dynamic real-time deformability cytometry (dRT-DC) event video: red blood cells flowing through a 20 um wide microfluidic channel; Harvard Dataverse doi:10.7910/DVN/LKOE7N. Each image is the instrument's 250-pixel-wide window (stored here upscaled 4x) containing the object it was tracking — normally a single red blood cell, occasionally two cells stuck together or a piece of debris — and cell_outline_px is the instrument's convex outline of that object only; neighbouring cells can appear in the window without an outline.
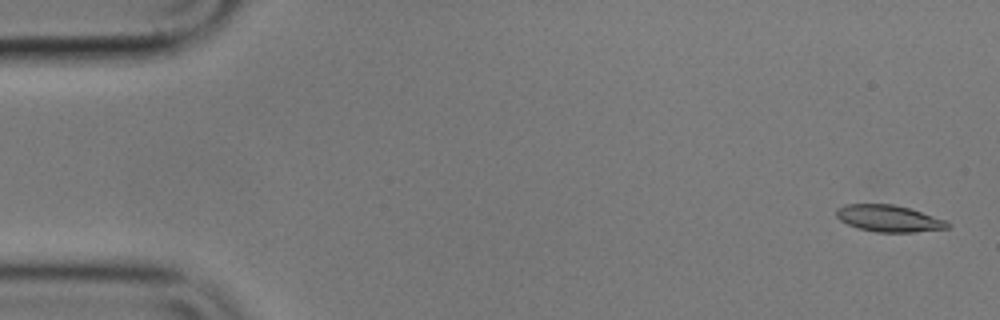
{"species": "common noctule bat (a hibernating species)", "species_latin": "Nyctalus noctula", "temperature_condition": "cold", "stored_images_in_passage": 56, "camera_frame_rate_fps": 3000, "um_per_image_px": 0.085, "animal": {"sex": "male", "body_mass_g": 17.9}, "frame": {"image": 1, "passage_image": 2, "time_ms": 0.333, "image_size_px": [1000, 320], "cell_outline_px": [[952, 224], [948, 228], [916, 232], [876, 232], [856, 228], [840, 220], [836, 216], [836, 212], [844, 204], [892, 204], [908, 208], [948, 220]], "centroid_in_image_um": [75.59, 18.58], "position_along_channel_um": 9.4, "area_um2": 17.34}}
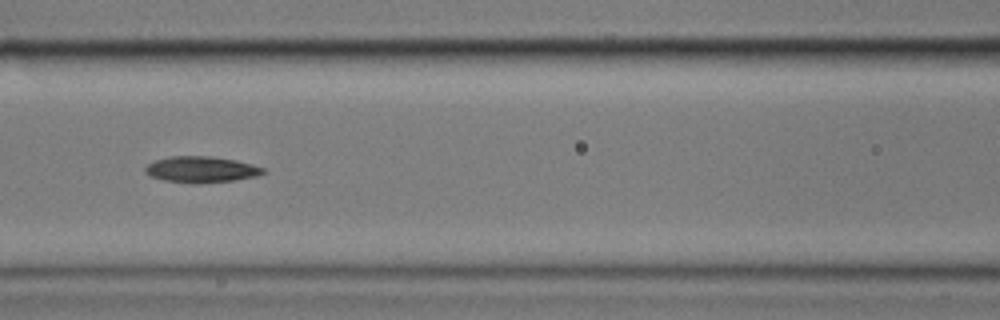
{"frame": {"image": 2, "passage_image": 24, "time_ms": 7.667, "image_size_px": [1000, 320], "cell_outline_px": [[264, 172], [256, 176], [236, 180], [200, 184], [192, 184], [164, 180], [148, 176], [144, 172], [144, 168], [148, 164], [156, 160], [172, 156], [212, 156], [236, 160], [252, 164], [264, 168]], "centroid_in_image_um": [17.08, 14.41], "position_along_channel_um": 149.5, "area_um2": 18.15}}
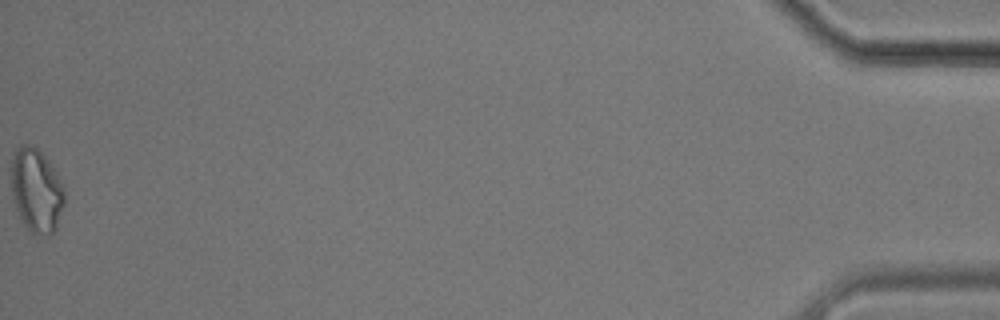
{"frame": {"image": 3, "passage_image": 56, "time_ms": 18.333, "image_size_px": [1000, 320], "cell_outline_px": [[64, 204], [56, 228], [48, 236], [44, 236], [32, 232], [24, 224], [16, 208], [12, 196], [12, 152], [20, 144], [32, 144], [48, 160], [56, 172], [64, 188]], "centroid_in_image_um": [3.09, 16.16], "position_along_channel_um": 432.1, "area_um2": 25.89}, "authors_computed_cell_mechanics": {"area_um2": 17.6868, "velocity_mm_per_s": 3.5801, "shape_relaxation_time_tau1_ms": 4.5149, "shape_relaxation_time_tau2_ms": null, "deformation_change_tau1": 0.1329, "deformation_change_tau2": null}}